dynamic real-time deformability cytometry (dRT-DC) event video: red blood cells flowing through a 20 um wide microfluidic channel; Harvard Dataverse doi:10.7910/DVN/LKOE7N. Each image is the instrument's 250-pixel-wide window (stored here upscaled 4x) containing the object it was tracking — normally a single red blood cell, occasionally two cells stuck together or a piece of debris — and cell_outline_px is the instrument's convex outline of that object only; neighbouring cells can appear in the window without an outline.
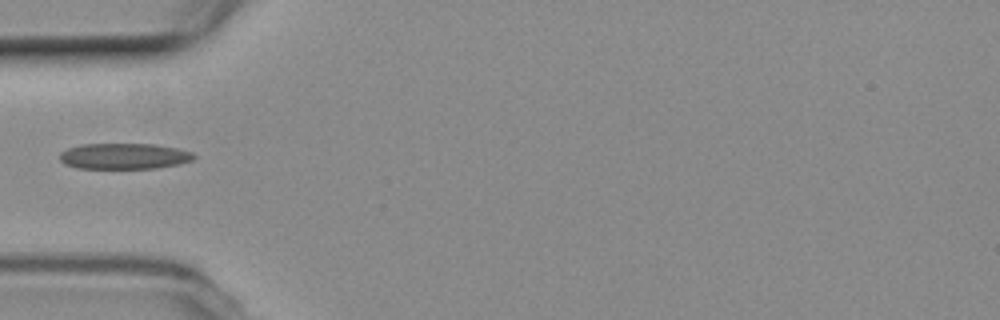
{"species": "common noctule bat (a hibernating species)", "species_latin": "Nyctalus noctula", "temperature_condition": "room temperature", "stored_images_in_passage": 3, "camera_frame_rate_fps": 3000, "um_per_image_px": 0.085, "animal": {"sex": "female", "body_mass_g": 19.3, "forearm_length_mm": 54.1}, "frame": {"image": 1, "passage_image": 1, "time_ms": 0.0, "image_size_px": [1000, 320], "cell_outline_px": [[196, 156], [192, 160], [180, 164], [156, 168], [76, 168], [64, 164], [60, 160], [60, 152], [68, 148], [80, 144], [156, 144], [176, 148], [192, 152]], "centroid_in_image_um": [10.54, 13.27], "position_along_channel_um": 74.5, "area_um2": 20.29}}